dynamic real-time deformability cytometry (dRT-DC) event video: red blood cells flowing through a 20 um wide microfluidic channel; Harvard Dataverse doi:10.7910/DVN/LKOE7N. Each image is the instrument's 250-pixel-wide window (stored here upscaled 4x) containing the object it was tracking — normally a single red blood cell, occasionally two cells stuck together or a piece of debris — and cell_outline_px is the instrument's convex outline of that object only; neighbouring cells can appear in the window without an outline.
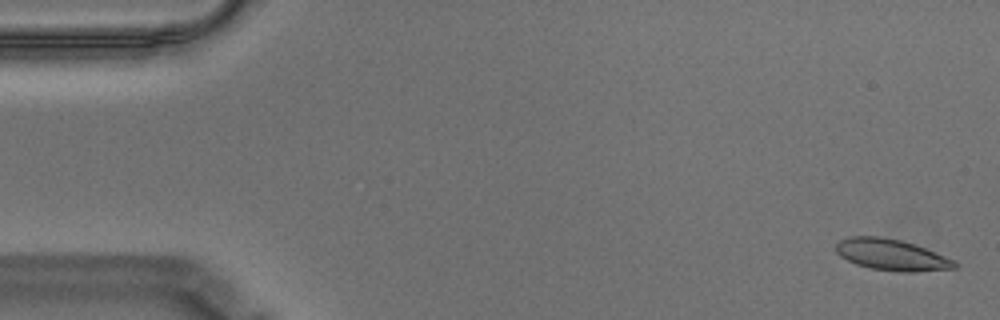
{"species": "Egyptian fruit bat (a non-hibernating species)", "species_latin": "Rousettus aegyptiacus", "temperature_condition": "warm", "stored_images_in_passage": 57, "camera_frame_rate_fps": 3000, "um_per_image_px": 0.085, "animal": {"sex": "male"}, "frame": {"image": 1, "passage_image": 2, "time_ms": 0.333, "image_size_px": [1000, 320], "cell_outline_px": [[960, 264], [956, 268], [916, 272], [900, 272], [872, 268], [856, 264], [840, 256], [836, 252], [836, 244], [840, 240], [852, 236], [880, 236], [900, 240], [916, 244], [956, 260]], "centroid_in_image_um": [75.84, 21.66], "position_along_channel_um": 9.2, "area_um2": 21.79}}
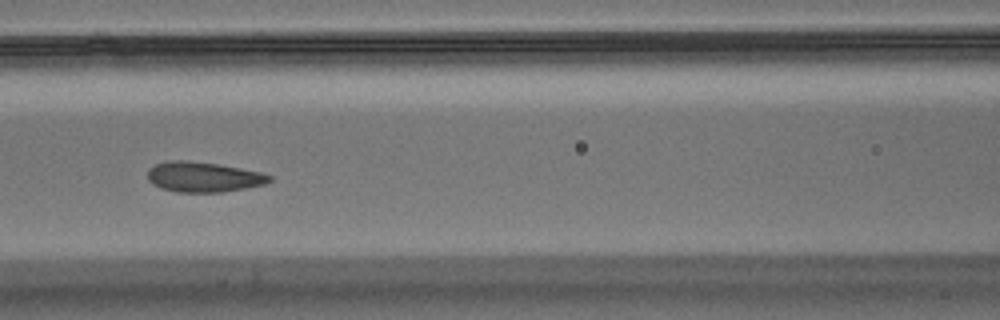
{"frame": {"image": 2, "passage_image": 25, "time_ms": 8.0, "image_size_px": [1000, 320], "cell_outline_px": [[272, 180], [264, 184], [244, 188], [220, 192], [176, 192], [160, 188], [152, 184], [148, 180], [148, 168], [156, 164], [168, 160], [184, 160], [220, 164], [260, 172], [272, 176]], "centroid_in_image_um": [17.25, 15.03], "position_along_channel_um": 149.3, "area_um2": 21.44}}
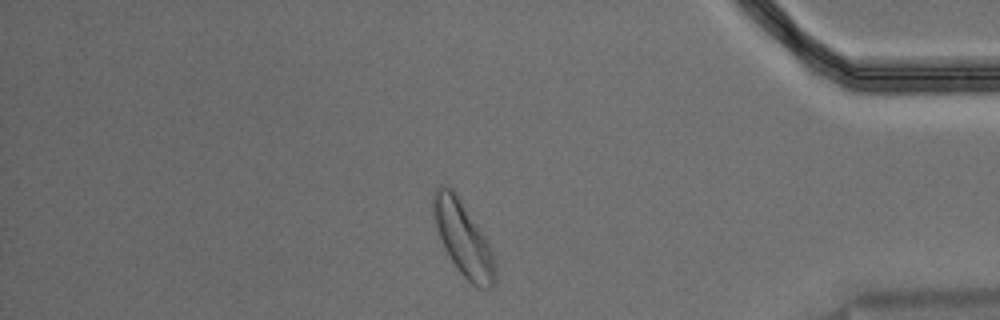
{"frame": {"image": 3, "passage_image": 49, "time_ms": 16.0, "image_size_px": [1000, 320], "cell_outline_px": [[496, 280], [492, 288], [476, 288], [460, 272], [444, 248], [436, 228], [432, 212], [432, 192], [440, 184], [448, 188], [460, 200], [492, 248], [496, 268]], "centroid_in_image_um": [39.37, 20.32], "position_along_channel_um": 395.8, "area_um2": 26.36}, "authors_computed_cell_mechanics": {"area_um2": 21.675, "velocity_mm_per_s": 3.4939, "shape_relaxation_time_tau1_ms": 3.7535, "shape_relaxation_time_tau2_ms": 1.1396, "deformation_change_tau1": 0.1236, "deformation_change_tau2": 0.0568}}